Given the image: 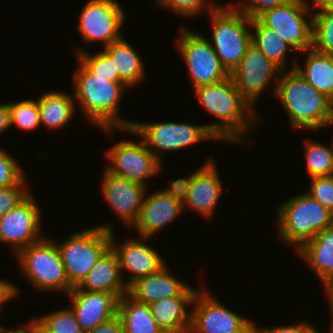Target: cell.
I'll use <instances>...</instances> for the list:
<instances>
[{"label": "cell", "mask_w": 333, "mask_h": 333, "mask_svg": "<svg viewBox=\"0 0 333 333\" xmlns=\"http://www.w3.org/2000/svg\"><path fill=\"white\" fill-rule=\"evenodd\" d=\"M192 92L205 110L217 117L206 127L218 141L253 145V139H246L249 138L248 132L262 124L263 118L260 119L257 109L240 94L230 76L219 83L200 86Z\"/></svg>", "instance_id": "6da1fadb"}, {"label": "cell", "mask_w": 333, "mask_h": 333, "mask_svg": "<svg viewBox=\"0 0 333 333\" xmlns=\"http://www.w3.org/2000/svg\"><path fill=\"white\" fill-rule=\"evenodd\" d=\"M74 72V99L87 122L100 129L132 127L134 120L120 115L121 98L129 90L125 84L92 75L80 62Z\"/></svg>", "instance_id": "7a4b0ae2"}, {"label": "cell", "mask_w": 333, "mask_h": 333, "mask_svg": "<svg viewBox=\"0 0 333 333\" xmlns=\"http://www.w3.org/2000/svg\"><path fill=\"white\" fill-rule=\"evenodd\" d=\"M274 97L287 112L294 130L320 131L333 122V101L316 90L295 69L282 71Z\"/></svg>", "instance_id": "3957f363"}, {"label": "cell", "mask_w": 333, "mask_h": 333, "mask_svg": "<svg viewBox=\"0 0 333 333\" xmlns=\"http://www.w3.org/2000/svg\"><path fill=\"white\" fill-rule=\"evenodd\" d=\"M277 234L280 241L298 251L318 233L333 225V213L308 193H300L277 207Z\"/></svg>", "instance_id": "277c9868"}, {"label": "cell", "mask_w": 333, "mask_h": 333, "mask_svg": "<svg viewBox=\"0 0 333 333\" xmlns=\"http://www.w3.org/2000/svg\"><path fill=\"white\" fill-rule=\"evenodd\" d=\"M14 256L18 259L19 272L23 273L36 292H60L67 295L73 289L56 243L50 237L44 236Z\"/></svg>", "instance_id": "5b68a950"}, {"label": "cell", "mask_w": 333, "mask_h": 333, "mask_svg": "<svg viewBox=\"0 0 333 333\" xmlns=\"http://www.w3.org/2000/svg\"><path fill=\"white\" fill-rule=\"evenodd\" d=\"M135 134L142 139L146 147L162 162V153L177 152L188 146L206 141H218V139L207 129L206 124H191L184 122L161 121L140 122L135 121L131 128L102 129L109 136L114 131Z\"/></svg>", "instance_id": "8992f818"}, {"label": "cell", "mask_w": 333, "mask_h": 333, "mask_svg": "<svg viewBox=\"0 0 333 333\" xmlns=\"http://www.w3.org/2000/svg\"><path fill=\"white\" fill-rule=\"evenodd\" d=\"M114 225L104 223L86 227L70 234L64 241L57 242L61 260L69 283L78 286L89 274L103 254L111 247V231Z\"/></svg>", "instance_id": "52a82bcc"}, {"label": "cell", "mask_w": 333, "mask_h": 333, "mask_svg": "<svg viewBox=\"0 0 333 333\" xmlns=\"http://www.w3.org/2000/svg\"><path fill=\"white\" fill-rule=\"evenodd\" d=\"M212 35L207 40L217 54L222 67L231 74L252 43V18L217 4L209 13Z\"/></svg>", "instance_id": "ba28073f"}, {"label": "cell", "mask_w": 333, "mask_h": 333, "mask_svg": "<svg viewBox=\"0 0 333 333\" xmlns=\"http://www.w3.org/2000/svg\"><path fill=\"white\" fill-rule=\"evenodd\" d=\"M181 26L175 38L177 51L186 63L192 90L219 83L229 77L205 34Z\"/></svg>", "instance_id": "9c48e42d"}, {"label": "cell", "mask_w": 333, "mask_h": 333, "mask_svg": "<svg viewBox=\"0 0 333 333\" xmlns=\"http://www.w3.org/2000/svg\"><path fill=\"white\" fill-rule=\"evenodd\" d=\"M192 305L188 333H253L256 330L255 320L230 310L203 286L196 292Z\"/></svg>", "instance_id": "30bf717a"}, {"label": "cell", "mask_w": 333, "mask_h": 333, "mask_svg": "<svg viewBox=\"0 0 333 333\" xmlns=\"http://www.w3.org/2000/svg\"><path fill=\"white\" fill-rule=\"evenodd\" d=\"M257 19L274 30L297 53L312 48L313 10L307 0H290L264 11Z\"/></svg>", "instance_id": "8fae6325"}, {"label": "cell", "mask_w": 333, "mask_h": 333, "mask_svg": "<svg viewBox=\"0 0 333 333\" xmlns=\"http://www.w3.org/2000/svg\"><path fill=\"white\" fill-rule=\"evenodd\" d=\"M104 169L115 176L148 186V179L159 176L163 163L146 147L144 141H117L106 149Z\"/></svg>", "instance_id": "7c38bea8"}, {"label": "cell", "mask_w": 333, "mask_h": 333, "mask_svg": "<svg viewBox=\"0 0 333 333\" xmlns=\"http://www.w3.org/2000/svg\"><path fill=\"white\" fill-rule=\"evenodd\" d=\"M126 12L117 0H88L76 26L86 44L101 42L102 48L121 40Z\"/></svg>", "instance_id": "4fadbf2b"}, {"label": "cell", "mask_w": 333, "mask_h": 333, "mask_svg": "<svg viewBox=\"0 0 333 333\" xmlns=\"http://www.w3.org/2000/svg\"><path fill=\"white\" fill-rule=\"evenodd\" d=\"M283 70L270 61L252 43L248 46L237 67L229 74L240 94L256 109L259 97L274 82L275 95L277 83Z\"/></svg>", "instance_id": "5bb4252c"}, {"label": "cell", "mask_w": 333, "mask_h": 333, "mask_svg": "<svg viewBox=\"0 0 333 333\" xmlns=\"http://www.w3.org/2000/svg\"><path fill=\"white\" fill-rule=\"evenodd\" d=\"M37 202L35 195L30 193L0 218V244L8 245L14 254L44 237L41 232L43 218Z\"/></svg>", "instance_id": "9a60e30c"}, {"label": "cell", "mask_w": 333, "mask_h": 333, "mask_svg": "<svg viewBox=\"0 0 333 333\" xmlns=\"http://www.w3.org/2000/svg\"><path fill=\"white\" fill-rule=\"evenodd\" d=\"M114 233V230L111 231V248L118 256L120 272L128 288L138 279L156 273L167 264L159 250L147 244L152 238L130 237L117 243ZM125 272L128 273L127 279Z\"/></svg>", "instance_id": "2e32d148"}, {"label": "cell", "mask_w": 333, "mask_h": 333, "mask_svg": "<svg viewBox=\"0 0 333 333\" xmlns=\"http://www.w3.org/2000/svg\"><path fill=\"white\" fill-rule=\"evenodd\" d=\"M100 183L101 195L107 205L122 224L131 229L139 217L146 192H150V188L127 178L112 175L105 169Z\"/></svg>", "instance_id": "e0dca14e"}, {"label": "cell", "mask_w": 333, "mask_h": 333, "mask_svg": "<svg viewBox=\"0 0 333 333\" xmlns=\"http://www.w3.org/2000/svg\"><path fill=\"white\" fill-rule=\"evenodd\" d=\"M218 172L217 165L211 158L194 171L187 198L183 202V211L188 208L205 220L212 219L223 194L222 179Z\"/></svg>", "instance_id": "ac0fdd59"}, {"label": "cell", "mask_w": 333, "mask_h": 333, "mask_svg": "<svg viewBox=\"0 0 333 333\" xmlns=\"http://www.w3.org/2000/svg\"><path fill=\"white\" fill-rule=\"evenodd\" d=\"M67 296L69 307L85 333L117 315L119 299L114 294L84 291L75 286Z\"/></svg>", "instance_id": "d6986e66"}, {"label": "cell", "mask_w": 333, "mask_h": 333, "mask_svg": "<svg viewBox=\"0 0 333 333\" xmlns=\"http://www.w3.org/2000/svg\"><path fill=\"white\" fill-rule=\"evenodd\" d=\"M146 192L137 221L132 226L139 237L153 238L183 214V203L162 190Z\"/></svg>", "instance_id": "ffe728a7"}, {"label": "cell", "mask_w": 333, "mask_h": 333, "mask_svg": "<svg viewBox=\"0 0 333 333\" xmlns=\"http://www.w3.org/2000/svg\"><path fill=\"white\" fill-rule=\"evenodd\" d=\"M167 265L156 273L138 279L128 288V293L137 301L148 305L165 298L195 296L199 289L178 279Z\"/></svg>", "instance_id": "44dd1931"}, {"label": "cell", "mask_w": 333, "mask_h": 333, "mask_svg": "<svg viewBox=\"0 0 333 333\" xmlns=\"http://www.w3.org/2000/svg\"><path fill=\"white\" fill-rule=\"evenodd\" d=\"M77 287L84 291L111 293L118 299L128 293L120 272L118 256L111 247Z\"/></svg>", "instance_id": "7402d4cb"}, {"label": "cell", "mask_w": 333, "mask_h": 333, "mask_svg": "<svg viewBox=\"0 0 333 333\" xmlns=\"http://www.w3.org/2000/svg\"><path fill=\"white\" fill-rule=\"evenodd\" d=\"M103 51L111 58L119 82L133 89L143 83L147 75L143 58L125 37L104 47Z\"/></svg>", "instance_id": "603a6c76"}, {"label": "cell", "mask_w": 333, "mask_h": 333, "mask_svg": "<svg viewBox=\"0 0 333 333\" xmlns=\"http://www.w3.org/2000/svg\"><path fill=\"white\" fill-rule=\"evenodd\" d=\"M193 298L194 296L165 298L149 307L154 320L165 333H188L191 317V309L188 307L191 308Z\"/></svg>", "instance_id": "cb8c5ba5"}, {"label": "cell", "mask_w": 333, "mask_h": 333, "mask_svg": "<svg viewBox=\"0 0 333 333\" xmlns=\"http://www.w3.org/2000/svg\"><path fill=\"white\" fill-rule=\"evenodd\" d=\"M38 100L40 123L46 129L57 130L73 120L76 113V102L73 94L58 91H45Z\"/></svg>", "instance_id": "d4e9b609"}, {"label": "cell", "mask_w": 333, "mask_h": 333, "mask_svg": "<svg viewBox=\"0 0 333 333\" xmlns=\"http://www.w3.org/2000/svg\"><path fill=\"white\" fill-rule=\"evenodd\" d=\"M296 253L306 261L321 283L333 277V225L306 242Z\"/></svg>", "instance_id": "484cf974"}, {"label": "cell", "mask_w": 333, "mask_h": 333, "mask_svg": "<svg viewBox=\"0 0 333 333\" xmlns=\"http://www.w3.org/2000/svg\"><path fill=\"white\" fill-rule=\"evenodd\" d=\"M251 28L252 44L270 61L275 63L283 71L295 69L297 60H295L296 58L293 57L292 53L296 51L285 40H283L274 30L264 26L257 18L252 19ZM290 54H292V56H290ZM291 57L293 62L291 61L290 64L292 65L288 68L287 62Z\"/></svg>", "instance_id": "4316f807"}, {"label": "cell", "mask_w": 333, "mask_h": 333, "mask_svg": "<svg viewBox=\"0 0 333 333\" xmlns=\"http://www.w3.org/2000/svg\"><path fill=\"white\" fill-rule=\"evenodd\" d=\"M299 54L306 55L305 62L301 65L297 61L295 70L316 90L333 101V55L318 52L313 48Z\"/></svg>", "instance_id": "83f0119b"}, {"label": "cell", "mask_w": 333, "mask_h": 333, "mask_svg": "<svg viewBox=\"0 0 333 333\" xmlns=\"http://www.w3.org/2000/svg\"><path fill=\"white\" fill-rule=\"evenodd\" d=\"M124 333H165L154 320L148 304L137 301L129 293L118 300V312Z\"/></svg>", "instance_id": "f1b7e54d"}, {"label": "cell", "mask_w": 333, "mask_h": 333, "mask_svg": "<svg viewBox=\"0 0 333 333\" xmlns=\"http://www.w3.org/2000/svg\"><path fill=\"white\" fill-rule=\"evenodd\" d=\"M303 146L306 171L310 179L333 175V136L329 145L308 139Z\"/></svg>", "instance_id": "f546056e"}, {"label": "cell", "mask_w": 333, "mask_h": 333, "mask_svg": "<svg viewBox=\"0 0 333 333\" xmlns=\"http://www.w3.org/2000/svg\"><path fill=\"white\" fill-rule=\"evenodd\" d=\"M32 320L46 333H85L81 330L70 307L32 317Z\"/></svg>", "instance_id": "4dcf8cb0"}, {"label": "cell", "mask_w": 333, "mask_h": 333, "mask_svg": "<svg viewBox=\"0 0 333 333\" xmlns=\"http://www.w3.org/2000/svg\"><path fill=\"white\" fill-rule=\"evenodd\" d=\"M10 120L11 128L17 127L24 132L40 127L38 100L28 97L19 101H10Z\"/></svg>", "instance_id": "1f68e13d"}, {"label": "cell", "mask_w": 333, "mask_h": 333, "mask_svg": "<svg viewBox=\"0 0 333 333\" xmlns=\"http://www.w3.org/2000/svg\"><path fill=\"white\" fill-rule=\"evenodd\" d=\"M312 48L333 55V10L313 11Z\"/></svg>", "instance_id": "d6a6232c"}, {"label": "cell", "mask_w": 333, "mask_h": 333, "mask_svg": "<svg viewBox=\"0 0 333 333\" xmlns=\"http://www.w3.org/2000/svg\"><path fill=\"white\" fill-rule=\"evenodd\" d=\"M82 48V49H81ZM77 47L76 57L92 75L108 78L109 81H119L118 74H114V66L111 58L102 50L90 54L83 47Z\"/></svg>", "instance_id": "836d02e7"}, {"label": "cell", "mask_w": 333, "mask_h": 333, "mask_svg": "<svg viewBox=\"0 0 333 333\" xmlns=\"http://www.w3.org/2000/svg\"><path fill=\"white\" fill-rule=\"evenodd\" d=\"M155 3L157 8L169 10L185 19L197 18L206 11L209 13L217 5L211 0H156Z\"/></svg>", "instance_id": "e575fe53"}, {"label": "cell", "mask_w": 333, "mask_h": 333, "mask_svg": "<svg viewBox=\"0 0 333 333\" xmlns=\"http://www.w3.org/2000/svg\"><path fill=\"white\" fill-rule=\"evenodd\" d=\"M25 175L18 160L0 146V188L18 185Z\"/></svg>", "instance_id": "d590c367"}, {"label": "cell", "mask_w": 333, "mask_h": 333, "mask_svg": "<svg viewBox=\"0 0 333 333\" xmlns=\"http://www.w3.org/2000/svg\"><path fill=\"white\" fill-rule=\"evenodd\" d=\"M309 186L305 192L333 213V175L311 178Z\"/></svg>", "instance_id": "8d00e7d4"}, {"label": "cell", "mask_w": 333, "mask_h": 333, "mask_svg": "<svg viewBox=\"0 0 333 333\" xmlns=\"http://www.w3.org/2000/svg\"><path fill=\"white\" fill-rule=\"evenodd\" d=\"M26 186L25 177L18 185L0 188V218L11 211L31 193V191L27 190Z\"/></svg>", "instance_id": "74e56055"}, {"label": "cell", "mask_w": 333, "mask_h": 333, "mask_svg": "<svg viewBox=\"0 0 333 333\" xmlns=\"http://www.w3.org/2000/svg\"><path fill=\"white\" fill-rule=\"evenodd\" d=\"M290 0H241L235 4H228V8L244 13L249 18H257L268 9L286 4ZM243 2V3H242Z\"/></svg>", "instance_id": "f35d334b"}, {"label": "cell", "mask_w": 333, "mask_h": 333, "mask_svg": "<svg viewBox=\"0 0 333 333\" xmlns=\"http://www.w3.org/2000/svg\"><path fill=\"white\" fill-rule=\"evenodd\" d=\"M258 333H322L315 325L308 321H297L292 324L260 327L256 323Z\"/></svg>", "instance_id": "ab89813d"}, {"label": "cell", "mask_w": 333, "mask_h": 333, "mask_svg": "<svg viewBox=\"0 0 333 333\" xmlns=\"http://www.w3.org/2000/svg\"><path fill=\"white\" fill-rule=\"evenodd\" d=\"M194 172L187 177L177 178L171 180L170 185L167 188L161 189L165 194L172 196L175 199H178L182 203L186 200L189 188L193 180Z\"/></svg>", "instance_id": "60d3db41"}, {"label": "cell", "mask_w": 333, "mask_h": 333, "mask_svg": "<svg viewBox=\"0 0 333 333\" xmlns=\"http://www.w3.org/2000/svg\"><path fill=\"white\" fill-rule=\"evenodd\" d=\"M20 293L19 287H17L15 284H13L11 281L7 279L0 278V313L3 310L2 307H4V303L6 304L8 301L13 298H16L18 294ZM1 317V314H0ZM1 327H6L1 325Z\"/></svg>", "instance_id": "b9f144b4"}, {"label": "cell", "mask_w": 333, "mask_h": 333, "mask_svg": "<svg viewBox=\"0 0 333 333\" xmlns=\"http://www.w3.org/2000/svg\"><path fill=\"white\" fill-rule=\"evenodd\" d=\"M86 333H124L123 323L117 314Z\"/></svg>", "instance_id": "7bdbcfd3"}, {"label": "cell", "mask_w": 333, "mask_h": 333, "mask_svg": "<svg viewBox=\"0 0 333 333\" xmlns=\"http://www.w3.org/2000/svg\"><path fill=\"white\" fill-rule=\"evenodd\" d=\"M10 128V102L0 103V136Z\"/></svg>", "instance_id": "ee69618b"}, {"label": "cell", "mask_w": 333, "mask_h": 333, "mask_svg": "<svg viewBox=\"0 0 333 333\" xmlns=\"http://www.w3.org/2000/svg\"><path fill=\"white\" fill-rule=\"evenodd\" d=\"M321 285H323L322 289H324V294H326L328 296V305L330 310H328L330 312V316L331 318H333V277L327 278L325 279Z\"/></svg>", "instance_id": "f6af8a7d"}, {"label": "cell", "mask_w": 333, "mask_h": 333, "mask_svg": "<svg viewBox=\"0 0 333 333\" xmlns=\"http://www.w3.org/2000/svg\"><path fill=\"white\" fill-rule=\"evenodd\" d=\"M307 2L314 11L333 10V0H307Z\"/></svg>", "instance_id": "bcb514c9"}, {"label": "cell", "mask_w": 333, "mask_h": 333, "mask_svg": "<svg viewBox=\"0 0 333 333\" xmlns=\"http://www.w3.org/2000/svg\"><path fill=\"white\" fill-rule=\"evenodd\" d=\"M26 324L23 326L26 333H46L33 320Z\"/></svg>", "instance_id": "7dc6e473"}, {"label": "cell", "mask_w": 333, "mask_h": 333, "mask_svg": "<svg viewBox=\"0 0 333 333\" xmlns=\"http://www.w3.org/2000/svg\"><path fill=\"white\" fill-rule=\"evenodd\" d=\"M0 333H26L24 327H17V328H11L8 329L7 327H1Z\"/></svg>", "instance_id": "c3c4849f"}, {"label": "cell", "mask_w": 333, "mask_h": 333, "mask_svg": "<svg viewBox=\"0 0 333 333\" xmlns=\"http://www.w3.org/2000/svg\"><path fill=\"white\" fill-rule=\"evenodd\" d=\"M331 323H330V326H328L329 327V333H333V318L331 319V321H330Z\"/></svg>", "instance_id": "681fc988"}]
</instances>
